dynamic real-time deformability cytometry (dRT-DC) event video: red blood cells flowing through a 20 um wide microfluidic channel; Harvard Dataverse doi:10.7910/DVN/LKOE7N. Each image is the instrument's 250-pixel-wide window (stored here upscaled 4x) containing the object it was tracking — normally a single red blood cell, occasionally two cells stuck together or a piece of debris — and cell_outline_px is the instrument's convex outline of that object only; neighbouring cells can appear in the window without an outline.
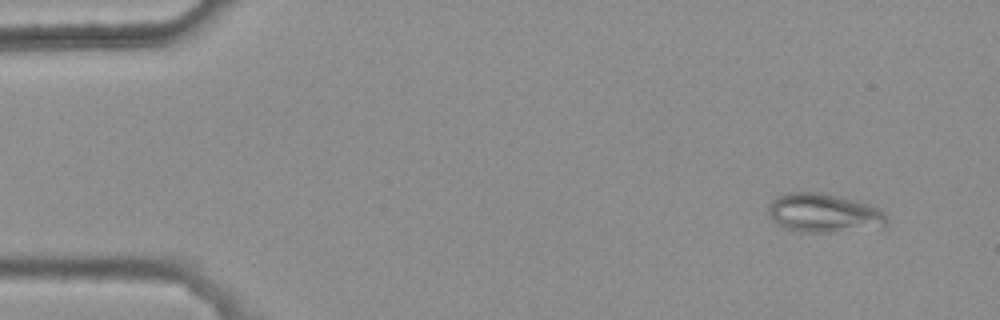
{"species": "common noctule bat (a hibernating species)", "species_latin": "Nyctalus noctula", "temperature_condition": "warm", "stored_images_in_passage": 4, "camera_frame_rate_fps": 3000, "um_per_image_px": 0.085, "animal": {"sex": "female", "body_mass_g": 25.1}, "frame": {"image": 1, "passage_image": 1, "time_ms": 0.0, "image_size_px": [1000, 320], "cell_outline_px": [[888, 224], [884, 228], [828, 232], [800, 232], [784, 228], [776, 224], [768, 216], [768, 204], [776, 196], [784, 192], [820, 192], [856, 200], [872, 204], [880, 208], [888, 216]], "centroid_in_image_um": [70.05, 18.11], "position_along_channel_um": 14.9, "area_um2": 27.69}}